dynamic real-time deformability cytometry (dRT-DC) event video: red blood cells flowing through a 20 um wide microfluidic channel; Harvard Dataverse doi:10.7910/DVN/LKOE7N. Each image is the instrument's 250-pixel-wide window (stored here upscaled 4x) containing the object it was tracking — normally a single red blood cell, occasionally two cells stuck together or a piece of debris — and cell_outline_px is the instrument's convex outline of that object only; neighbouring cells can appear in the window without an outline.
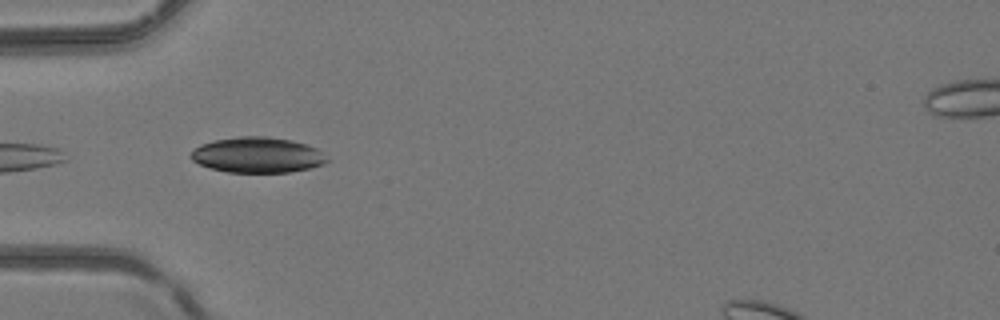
{"species": "common noctule bat (a hibernating species)", "species_latin": "Nyctalus noctula", "temperature_condition": "room temperature", "stored_images_in_passage": 4, "camera_frame_rate_fps": 3000, "um_per_image_px": 0.085, "animal": {"sex": "female", "body_mass_g": 24.6, "forearm_length_mm": 56.2}, "frame": {"image": 1, "passage_image": 4, "time_ms": 1.0, "image_size_px": [1000, 320], "cell_outline_px": [[328, 160], [324, 164], [308, 168], [288, 172], [228, 172], [212, 168], [200, 164], [192, 160], [188, 156], [200, 144], [212, 140], [240, 136], [268, 136], [292, 140], [316, 148]], "centroid_in_image_um": [21.84, 13.16], "position_along_channel_um": 63.2, "area_um2": 27.98}}